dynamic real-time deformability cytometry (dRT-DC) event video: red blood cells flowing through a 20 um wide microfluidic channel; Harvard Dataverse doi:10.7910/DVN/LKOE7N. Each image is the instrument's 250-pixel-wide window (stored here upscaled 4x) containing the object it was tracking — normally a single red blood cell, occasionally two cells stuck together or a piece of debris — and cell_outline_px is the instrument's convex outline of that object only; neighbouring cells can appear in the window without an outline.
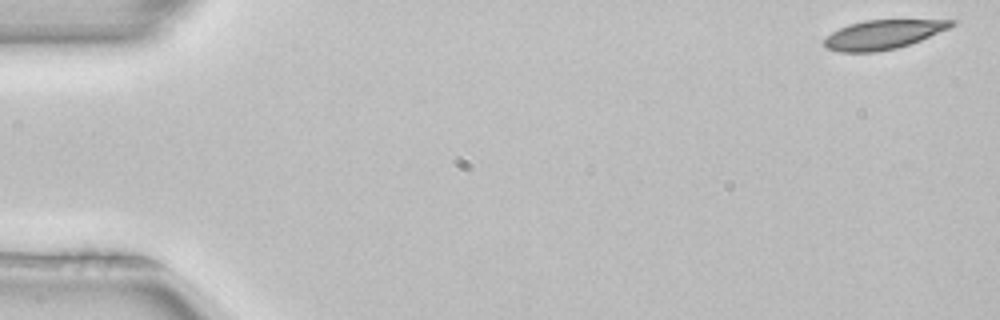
{"species": "common noctule bat (a hibernating species)", "species_latin": "Nyctalus noctula", "temperature_condition": "room temperature", "stored_images_in_passage": 51, "camera_frame_rate_fps": 3000, "um_per_image_px": 0.085, "animal": {"sex": "female", "body_mass_g": 22.7, "forearm_length_mm": 54.2}, "frame": {"image": 1, "passage_image": 1, "time_ms": 0.0, "image_size_px": [1000, 320], "cell_outline_px": [[956, 24], [948, 28], [920, 40], [896, 48], [876, 52], [840, 52], [828, 48], [824, 44], [824, 40], [832, 32], [848, 24], [864, 20], [956, 20]], "centroid_in_image_um": [75.04, 2.93], "position_along_channel_um": 10.0, "area_um2": 21.27}}
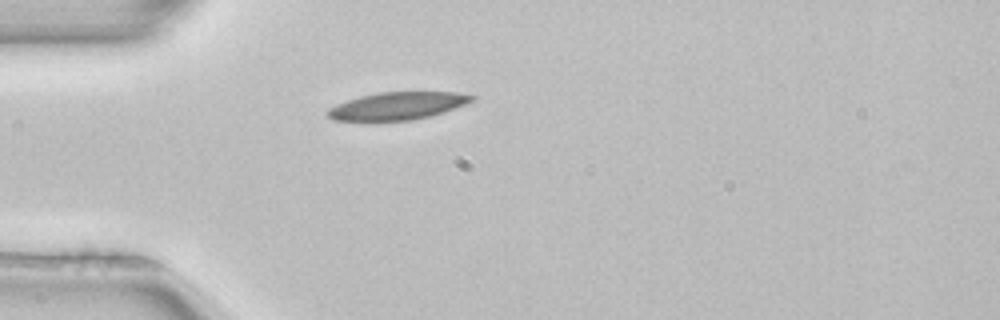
{"frame": {"image": 2, "passage_image": 14, "time_ms": 4.333, "image_size_px": [1000, 320], "cell_outline_px": [[476, 100], [444, 112], [412, 120], [332, 120], [324, 112], [328, 108], [336, 104], [360, 96], [380, 92], [456, 92], [476, 96]], "centroid_in_image_um": [33.79, 8.99], "position_along_channel_um": 51.2, "area_um2": 23.06}}
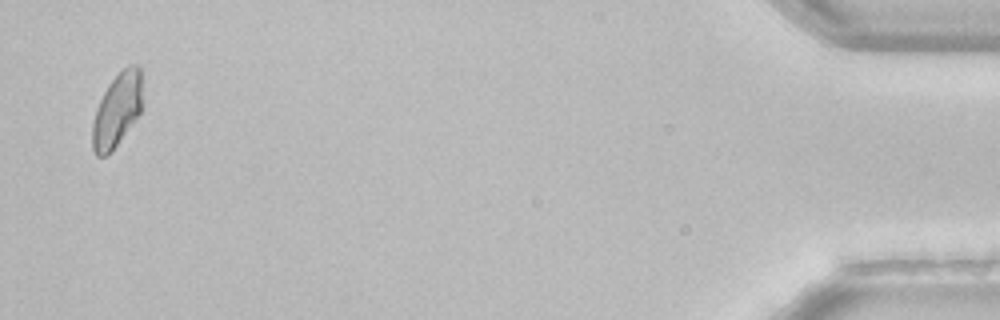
{"frame": {"image": 3, "passage_image": 50, "time_ms": 16.333, "image_size_px": [1000, 320], "cell_outline_px": [[140, 112], [112, 152], [108, 156], [96, 156], [92, 148], [92, 124], [96, 108], [108, 84], [128, 64], [136, 64], [140, 68]], "centroid_in_image_um": [9.9, 9.39], "position_along_channel_um": 425.3, "area_um2": 21.1}, "authors_computed_cell_mechanics": {"area_um2": 22.542, "velocity_mm_per_s": 3.9634, "shape_relaxation_time_tau1_ms": 6.2294, "shape_relaxation_time_tau2_ms": null, "deformation_change_tau1": 0.1525, "deformation_change_tau2": null}}